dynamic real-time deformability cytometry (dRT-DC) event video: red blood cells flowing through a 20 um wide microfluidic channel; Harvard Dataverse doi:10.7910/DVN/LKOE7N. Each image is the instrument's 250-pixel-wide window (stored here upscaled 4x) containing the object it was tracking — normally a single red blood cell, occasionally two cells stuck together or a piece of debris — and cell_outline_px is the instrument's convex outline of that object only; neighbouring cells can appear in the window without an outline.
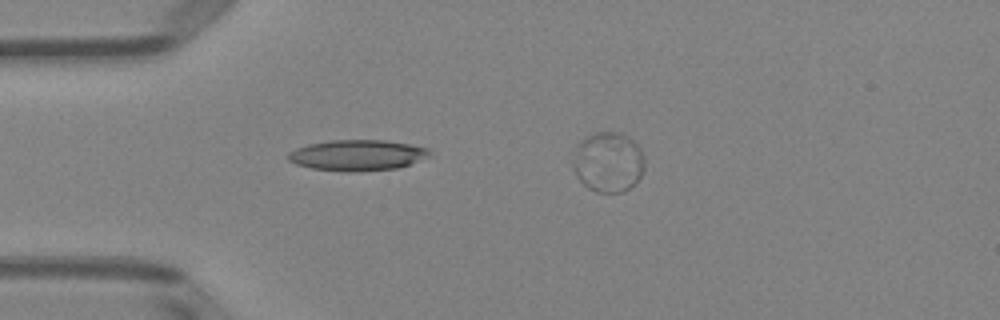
{"species": "Egyptian fruit bat (a non-hibernating species)", "species_latin": "Rousettus aegyptiacus", "temperature_condition": "room temperature", "stored_images_in_passage": 3, "camera_frame_rate_fps": 3000, "um_per_image_px": 0.085, "animal": {"sex": "female"}, "frame": {"image": 1, "passage_image": 2, "time_ms": 1.333, "image_size_px": [1000, 320], "cell_outline_px": [[432, 152], [408, 164], [396, 168], [348, 172], [344, 172], [312, 168], [296, 164], [288, 160], [288, 152], [296, 148], [308, 144], [332, 140], [384, 140], [408, 144], [428, 148]], "centroid_in_image_um": [30.29, 13.18], "position_along_channel_um": 54.7, "area_um2": 24.97}}